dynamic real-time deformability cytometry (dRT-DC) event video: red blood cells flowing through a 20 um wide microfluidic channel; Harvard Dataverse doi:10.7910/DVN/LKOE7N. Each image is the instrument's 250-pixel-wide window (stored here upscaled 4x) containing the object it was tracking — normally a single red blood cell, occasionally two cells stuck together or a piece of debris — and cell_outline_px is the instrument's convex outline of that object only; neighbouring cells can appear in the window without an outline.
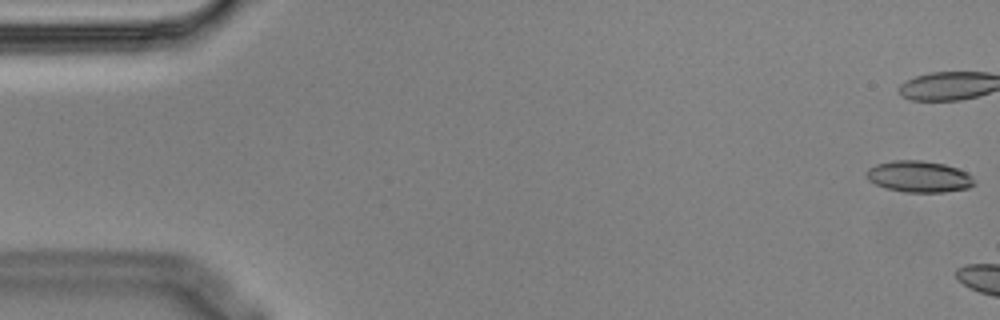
{"species": "Egyptian fruit bat (a non-hibernating species)", "species_latin": "Rousettus aegyptiacus", "temperature_condition": "cold", "stored_images_in_passage": 6, "camera_frame_rate_fps": 3000, "um_per_image_px": 0.085, "animal": {"sex": "male"}, "frame": {"image": 1, "passage_image": 1, "time_ms": 0.0, "image_size_px": [1000, 320], "cell_outline_px": [[976, 184], [968, 188], [944, 192], [904, 192], [884, 188], [868, 180], [868, 168], [876, 164], [892, 160], [920, 160], [944, 164], [968, 172], [972, 176]], "centroid_in_image_um": [78.13, 15.01], "position_along_channel_um": 6.9, "area_um2": 19.77}}